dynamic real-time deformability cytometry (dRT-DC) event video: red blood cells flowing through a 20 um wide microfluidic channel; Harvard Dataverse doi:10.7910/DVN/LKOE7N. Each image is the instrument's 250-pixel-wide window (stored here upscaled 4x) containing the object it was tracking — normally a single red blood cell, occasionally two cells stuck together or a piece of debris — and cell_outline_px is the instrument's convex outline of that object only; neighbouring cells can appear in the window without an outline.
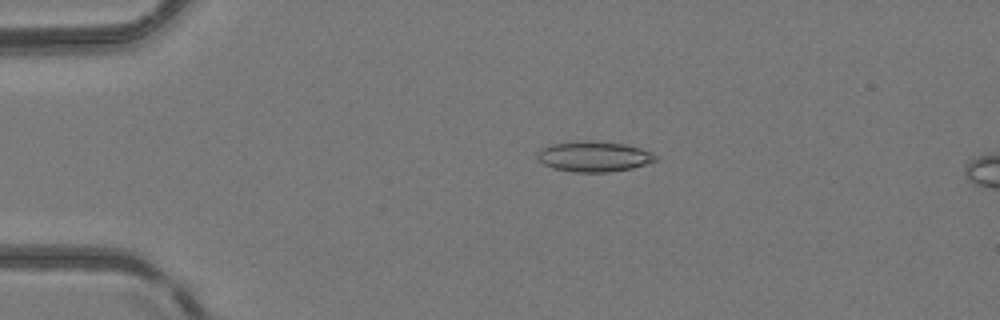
{"species": "common noctule bat (a hibernating species)", "species_latin": "Nyctalus noctula", "temperature_condition": "room temperature", "stored_images_in_passage": 8, "camera_frame_rate_fps": 3000, "um_per_image_px": 0.085, "animal": {"sex": "female", "body_mass_g": 24.6, "forearm_length_mm": 56.2}, "frame": {"image": 1, "passage_image": 3, "time_ms": 0.667, "image_size_px": [1000, 320], "cell_outline_px": [[656, 160], [632, 168], [608, 172], [576, 172], [552, 168], [544, 164], [536, 156], [536, 152], [540, 148], [552, 144], [576, 140], [588, 140], [624, 144], [640, 148], [652, 152], [656, 156]], "centroid_in_image_um": [50.43, 13.29], "position_along_channel_um": 34.6, "area_um2": 20.98}}